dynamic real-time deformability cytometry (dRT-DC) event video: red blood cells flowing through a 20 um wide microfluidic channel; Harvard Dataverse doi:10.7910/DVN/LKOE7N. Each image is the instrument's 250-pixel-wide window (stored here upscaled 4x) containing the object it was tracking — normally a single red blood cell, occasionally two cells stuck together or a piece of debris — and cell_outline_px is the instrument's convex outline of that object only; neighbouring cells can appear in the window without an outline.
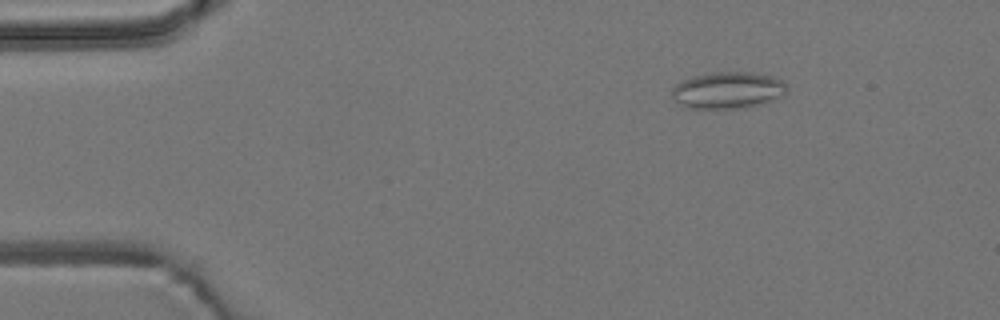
{"species": "common noctule bat (a hibernating species)", "species_latin": "Nyctalus noctula", "temperature_condition": "room temperature", "stored_images_in_passage": 17, "camera_frame_rate_fps": 3000, "um_per_image_px": 0.085, "animal": {"sex": "male", "body_mass_g": 19.2, "forearm_length_mm": 51.8}, "frame": {"image": 1, "passage_image": 8, "time_ms": 2.333, "image_size_px": [1000, 320], "cell_outline_px": [[788, 92], [784, 96], [760, 104], [744, 108], [692, 108], [680, 104], [672, 96], [672, 88], [680, 80], [692, 76], [716, 72], [752, 72], [772, 76], [780, 80], [788, 88]], "centroid_in_image_um": [61.88, 7.66], "position_along_channel_um": 23.1, "area_um2": 24.62}}